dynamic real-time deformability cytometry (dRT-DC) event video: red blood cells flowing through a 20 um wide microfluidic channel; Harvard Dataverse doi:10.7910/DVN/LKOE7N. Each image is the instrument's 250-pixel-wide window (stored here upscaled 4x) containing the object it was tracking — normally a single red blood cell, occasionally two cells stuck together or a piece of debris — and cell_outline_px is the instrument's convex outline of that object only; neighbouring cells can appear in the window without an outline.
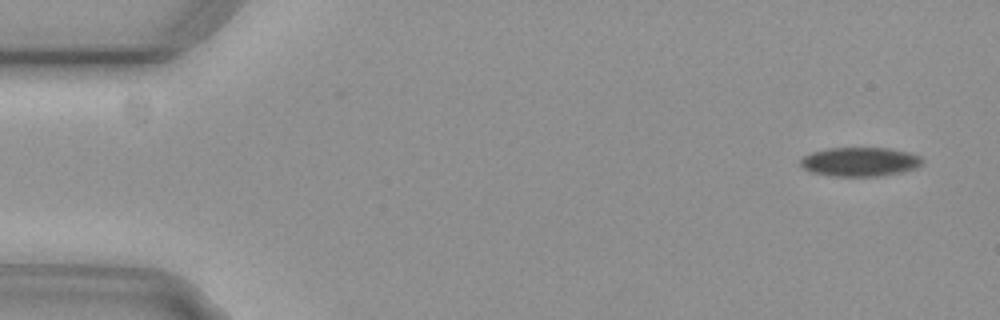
{"species": "common noctule bat (a hibernating species)", "species_latin": "Nyctalus noctula", "temperature_condition": "cold", "stored_images_in_passage": 5, "camera_frame_rate_fps": 3000, "um_per_image_px": 0.085, "animal": {"sex": "female", "body_mass_g": 29.2, "forearm_length_mm": 56.3}, "frame": {"image": 1, "passage_image": 1, "time_ms": 0.0, "image_size_px": [1000, 320], "cell_outline_px": [[924, 164], [916, 168], [900, 172], [880, 176], [832, 176], [812, 172], [804, 168], [800, 164], [800, 160], [804, 156], [812, 152], [828, 148], [888, 148], [908, 152], [920, 156], [924, 160]], "centroid_in_image_um": [73.12, 13.75], "position_along_channel_um": 11.9, "area_um2": 20.63}}
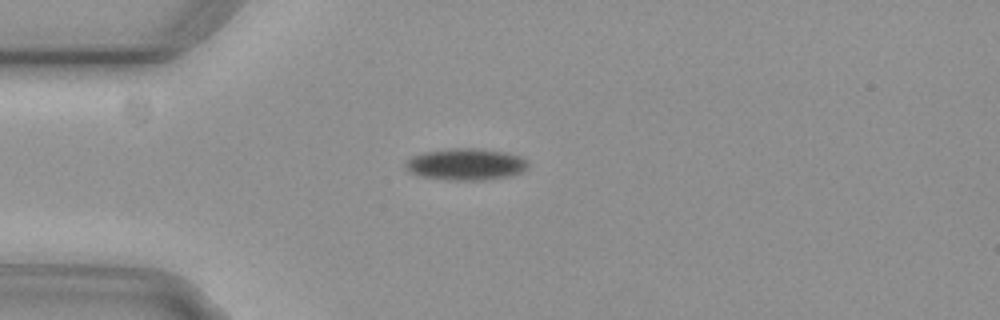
{"frame": {"image": 2, "passage_image": 4, "time_ms": 1.0, "image_size_px": [1000, 320], "cell_outline_px": [[528, 168], [524, 172], [512, 176], [480, 180], [444, 180], [420, 176], [412, 172], [404, 164], [412, 156], [424, 152], [452, 148], [476, 148], [504, 152], [520, 156], [528, 160]], "centroid_in_image_um": [39.65, 13.97], "position_along_channel_um": 45.3, "area_um2": 22.72}}